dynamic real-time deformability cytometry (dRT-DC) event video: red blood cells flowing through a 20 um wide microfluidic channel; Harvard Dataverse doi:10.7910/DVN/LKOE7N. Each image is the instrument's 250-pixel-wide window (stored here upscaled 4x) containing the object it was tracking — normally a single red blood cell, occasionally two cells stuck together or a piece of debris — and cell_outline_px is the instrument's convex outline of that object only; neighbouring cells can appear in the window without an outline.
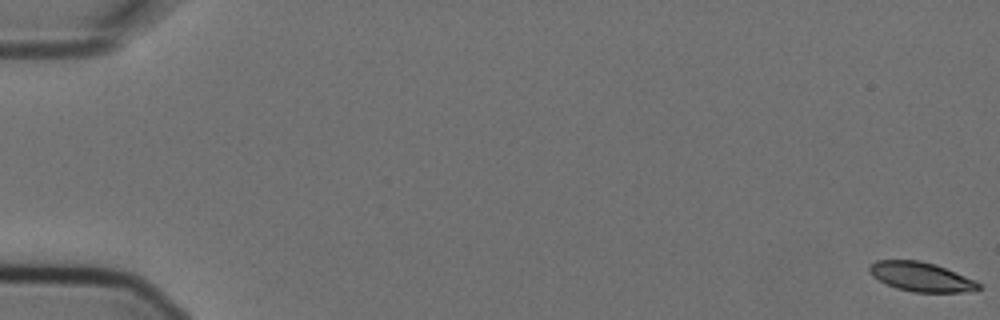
{"species": "Egyptian fruit bat (a non-hibernating species)", "species_latin": "Rousettus aegyptiacus", "temperature_condition": "cold", "stored_images_in_passage": 6, "camera_frame_rate_fps": 3000, "um_per_image_px": 0.085, "animal": {"sex": "female"}, "frame": {"image": 1, "passage_image": 6, "time_ms": 1.667, "image_size_px": [1000, 320], "cell_outline_px": [[984, 288], [964, 292], [912, 292], [896, 288], [872, 276], [868, 272], [868, 264], [876, 260], [920, 260], [936, 264], [976, 280]], "centroid_in_image_um": [78.29, 23.52], "position_along_channel_um": 6.7, "area_um2": 18.84}}